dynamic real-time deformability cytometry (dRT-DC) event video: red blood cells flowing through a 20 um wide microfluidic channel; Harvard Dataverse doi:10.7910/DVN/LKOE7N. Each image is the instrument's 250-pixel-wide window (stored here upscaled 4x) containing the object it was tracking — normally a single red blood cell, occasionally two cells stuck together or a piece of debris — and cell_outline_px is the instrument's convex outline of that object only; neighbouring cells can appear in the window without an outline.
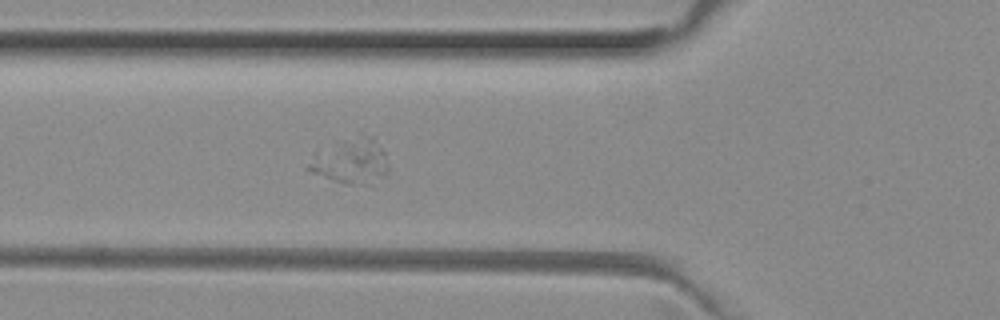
{"species": "common noctule bat (a hibernating species)", "species_latin": "Nyctalus noctula", "temperature_condition": "room temperature", "stored_images_in_passage": 18, "camera_frame_rate_fps": 3000, "um_per_image_px": 0.085, "animal": {"sex": "female", "body_mass_g": 29.2, "forearm_length_mm": 56.3}, "frame": {"image": 1, "passage_image": 7, "time_ms": 2.0, "image_size_px": [1000, 320], "cell_outline_px": [[388, 176], [372, 188], [348, 184], [332, 180], [312, 172], [304, 168], [316, 152], [360, 132], [372, 136], [384, 152], [388, 164]], "centroid_in_image_um": [29.91, 13.75], "position_along_channel_um": 95.9, "area_um2": 21.91}}
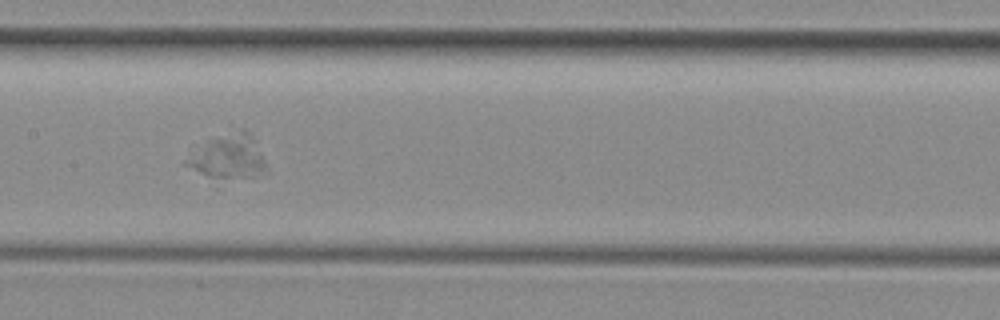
{"frame": {"image": 2, "passage_image": 14, "time_ms": 4.333, "image_size_px": [1000, 320], "cell_outline_px": [[268, 172], [252, 176], [208, 176], [184, 164], [184, 160], [208, 140], [228, 124], [244, 128], [256, 140], [268, 168]], "centroid_in_image_um": [19.46, 13.16], "position_along_channel_um": 187.9, "area_um2": 20.92}}
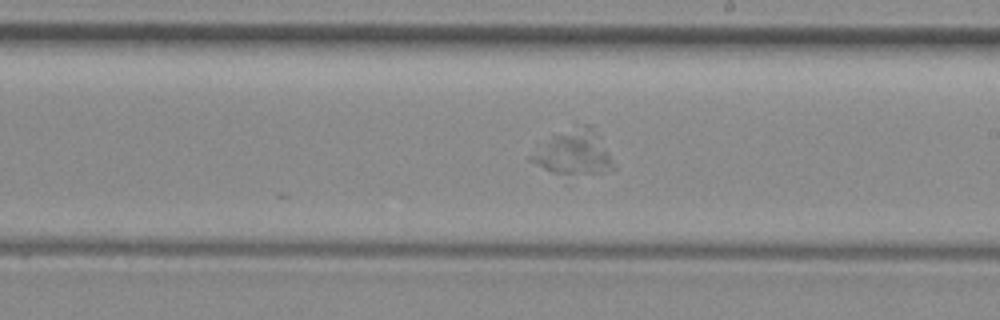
{"frame": {"image": 3, "passage_image": 18, "time_ms": 5.667, "image_size_px": [1000, 320], "cell_outline_px": [[616, 168], [600, 172], [552, 172], [528, 160], [528, 156], [572, 120], [592, 124], [608, 152]], "centroid_in_image_um": [48.77, 12.82], "position_along_channel_um": 240.2, "area_um2": 21.39}}